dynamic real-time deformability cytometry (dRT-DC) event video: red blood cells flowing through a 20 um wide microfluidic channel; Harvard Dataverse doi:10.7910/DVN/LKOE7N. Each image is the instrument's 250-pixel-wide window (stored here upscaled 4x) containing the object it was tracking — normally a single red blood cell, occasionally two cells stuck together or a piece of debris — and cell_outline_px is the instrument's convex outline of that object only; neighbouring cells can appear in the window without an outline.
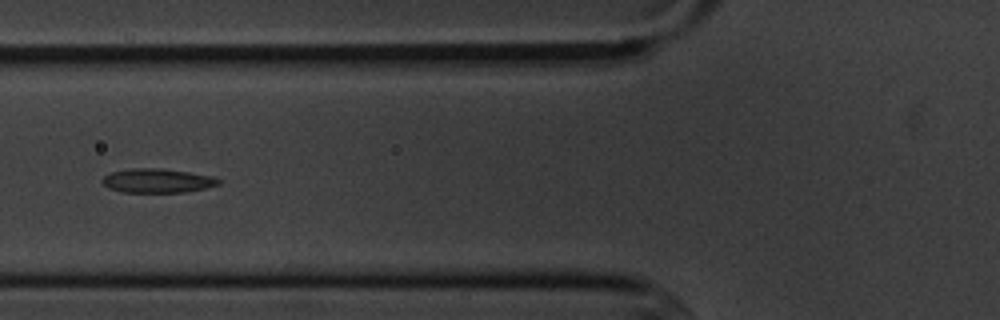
{"species": "common noctule bat (a hibernating species)", "species_latin": "Nyctalus noctula", "temperature_condition": "cold", "stored_images_in_passage": 8, "camera_frame_rate_fps": 3000, "um_per_image_px": 0.085, "animal": {"sex": "male", "body_mass_g": 20.1, "forearm_length_mm": 53.5}, "frame": {"image": 1, "passage_image": 7, "time_ms": 7.667, "image_size_px": [1000, 320], "cell_outline_px": [[220, 184], [208, 188], [184, 192], [120, 192], [108, 188], [100, 180], [104, 176], [112, 172], [132, 168], [160, 168], [188, 172], [212, 176], [220, 180]], "centroid_in_image_um": [13.37, 15.36], "position_along_channel_um": 112.4, "area_um2": 16.36}}
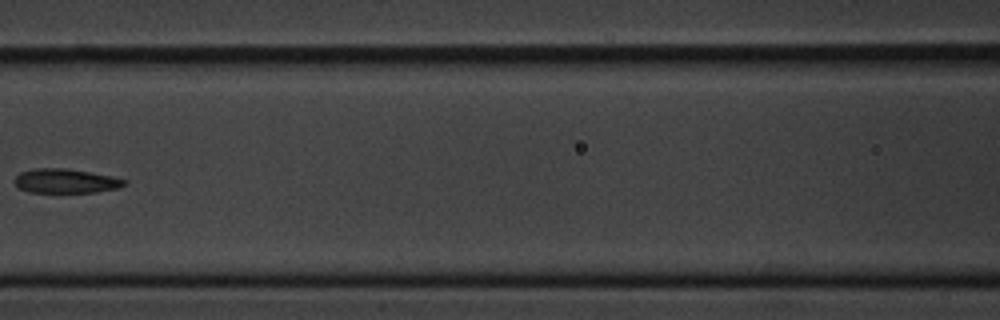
{"frame": {"image": 2, "passage_image": 8, "time_ms": 9.0, "image_size_px": [1000, 320], "cell_outline_px": [[128, 184], [116, 188], [96, 192], [28, 192], [20, 188], [12, 180], [20, 172], [32, 168], [64, 168], [112, 176], [128, 180]], "centroid_in_image_um": [5.57, 15.38], "position_along_channel_um": 161.0, "area_um2": 15.55}}